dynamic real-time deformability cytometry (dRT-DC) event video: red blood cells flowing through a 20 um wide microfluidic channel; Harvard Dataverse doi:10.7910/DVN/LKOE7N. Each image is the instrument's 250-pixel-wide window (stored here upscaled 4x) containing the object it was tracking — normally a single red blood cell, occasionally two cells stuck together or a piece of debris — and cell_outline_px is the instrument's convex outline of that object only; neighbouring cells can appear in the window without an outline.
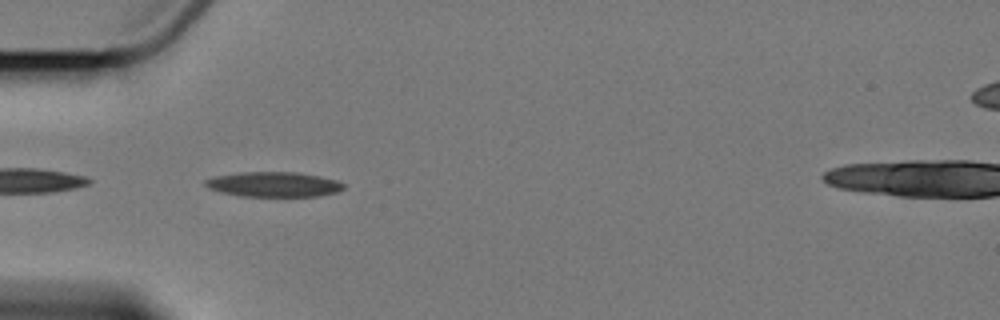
{"species": "Egyptian fruit bat (a non-hibernating species)", "species_latin": "Rousettus aegyptiacus", "temperature_condition": "cold", "stored_images_in_passage": 5, "camera_frame_rate_fps": 3000, "um_per_image_px": 0.085, "animal": {"sex": "female"}, "frame": {"image": 1, "passage_image": 5, "time_ms": 4.667, "image_size_px": [1000, 320], "cell_outline_px": [[344, 188], [336, 192], [320, 196], [240, 196], [220, 192], [208, 188], [204, 184], [204, 180], [216, 176], [240, 172], [296, 172], [320, 176], [336, 180], [344, 184]], "centroid_in_image_um": [23.25, 15.67], "position_along_channel_um": 61.8, "area_um2": 20.11}}